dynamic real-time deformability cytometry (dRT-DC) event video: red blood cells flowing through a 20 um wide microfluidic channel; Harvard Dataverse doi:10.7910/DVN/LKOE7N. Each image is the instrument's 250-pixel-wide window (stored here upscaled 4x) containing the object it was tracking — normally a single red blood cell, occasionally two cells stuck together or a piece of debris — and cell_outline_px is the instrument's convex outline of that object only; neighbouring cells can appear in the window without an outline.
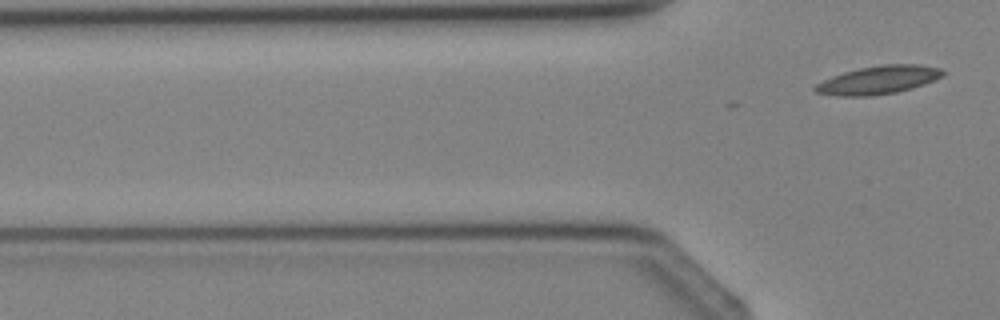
{"species": "Egyptian fruit bat (a non-hibernating species)", "species_latin": "Rousettus aegyptiacus", "temperature_condition": "cold", "stored_images_in_passage": 3, "camera_frame_rate_fps": 3000, "um_per_image_px": 0.085, "animal": {"sex": "female"}, "frame": {"image": 1, "passage_image": 3, "time_ms": 2.333, "image_size_px": [1000, 320], "cell_outline_px": [[944, 76], [924, 84], [912, 88], [896, 92], [872, 96], [836, 96], [816, 92], [812, 88], [816, 84], [832, 76], [844, 72], [860, 68], [884, 64], [916, 64], [940, 68], [944, 72]], "centroid_in_image_um": [74.66, 6.8], "position_along_channel_um": 51.1, "area_um2": 20.92}}